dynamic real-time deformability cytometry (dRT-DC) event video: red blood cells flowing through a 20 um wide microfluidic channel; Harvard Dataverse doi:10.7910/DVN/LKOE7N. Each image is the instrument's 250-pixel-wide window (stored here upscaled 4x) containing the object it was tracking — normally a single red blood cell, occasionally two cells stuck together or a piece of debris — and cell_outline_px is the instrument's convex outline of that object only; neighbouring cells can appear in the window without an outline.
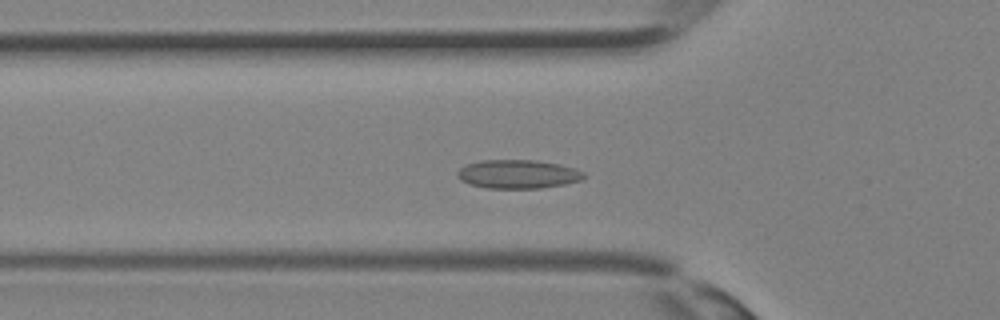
{"species": "Egyptian fruit bat (a non-hibernating species)", "species_latin": "Rousettus aegyptiacus", "temperature_condition": "room temperature", "stored_images_in_passage": 29, "camera_frame_rate_fps": 3000, "um_per_image_px": 0.085, "animal": {"sex": "female"}, "frame": {"image": 1, "passage_image": 7, "time_ms": 2.0, "image_size_px": [1000, 320], "cell_outline_px": [[588, 176], [584, 180], [564, 184], [540, 188], [488, 188], [468, 184], [460, 180], [456, 176], [456, 172], [460, 168], [468, 164], [480, 160], [536, 160], [560, 164], [576, 168], [584, 172]], "centroid_in_image_um": [44.06, 14.8], "position_along_channel_um": 81.7, "area_um2": 21.44}}
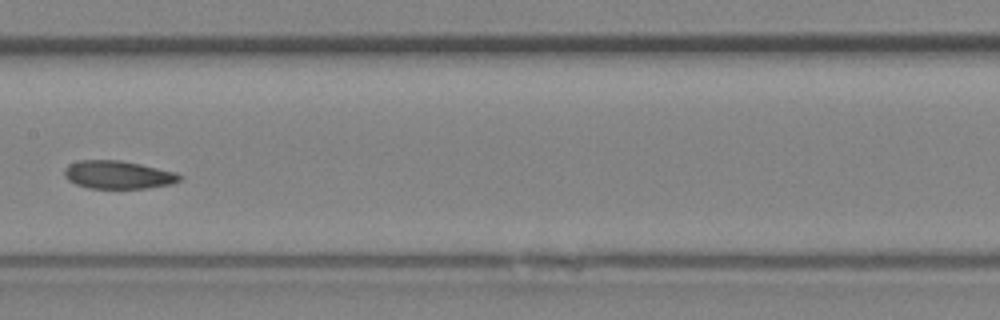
{"frame": {"image": 2, "passage_image": 13, "time_ms": 4.0, "image_size_px": [1000, 320], "cell_outline_px": [[184, 176], [180, 180], [172, 184], [148, 188], [88, 188], [76, 184], [68, 180], [64, 176], [64, 168], [68, 164], [80, 160], [120, 160], [140, 164], [176, 172]], "centroid_in_image_um": [10.04, 14.85], "position_along_channel_um": 197.4, "area_um2": 18.96}}
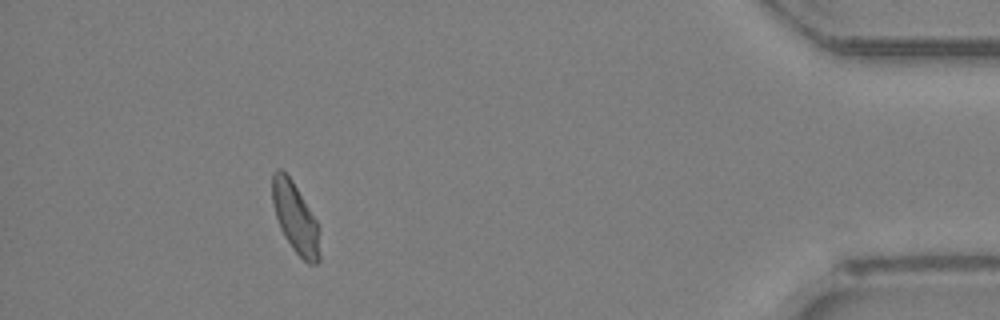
{"frame": {"image": 3, "passage_image": 27, "time_ms": 8.667, "image_size_px": [1000, 320], "cell_outline_px": [[320, 260], [316, 264], [308, 264], [292, 248], [284, 236], [280, 228], [272, 204], [272, 172], [276, 168], [280, 168], [292, 180], [316, 220], [320, 256]], "centroid_in_image_um": [25.07, 18.51], "position_along_channel_um": 410.1, "area_um2": 19.19}}